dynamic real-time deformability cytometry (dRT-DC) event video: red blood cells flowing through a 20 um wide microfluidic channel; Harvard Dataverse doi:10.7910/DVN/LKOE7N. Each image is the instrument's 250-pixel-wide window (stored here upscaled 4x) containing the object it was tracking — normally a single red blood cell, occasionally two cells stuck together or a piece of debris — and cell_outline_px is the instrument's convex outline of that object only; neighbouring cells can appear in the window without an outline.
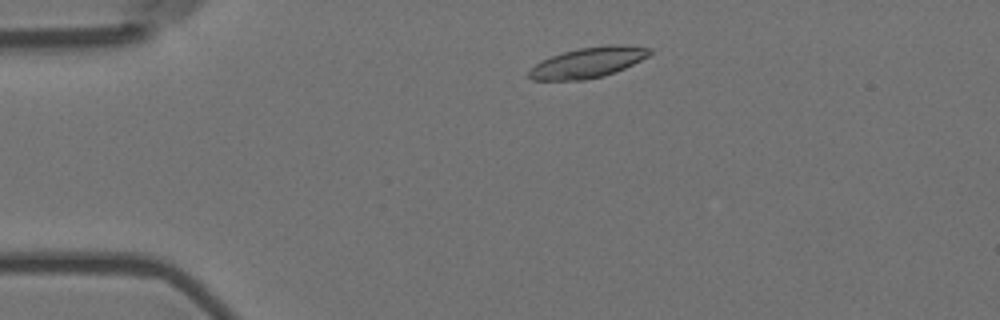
{"species": "Egyptian fruit bat (a non-hibernating species)", "species_latin": "Rousettus aegyptiacus", "temperature_condition": "room temperature", "stored_images_in_passage": 5, "camera_frame_rate_fps": 3000, "um_per_image_px": 0.085, "animal": {"sex": "female"}, "frame": {"image": 1, "passage_image": 2, "time_ms": 0.333, "image_size_px": [1000, 320], "cell_outline_px": [[652, 52], [648, 56], [624, 68], [604, 76], [584, 80], [532, 80], [528, 76], [528, 72], [540, 60], [564, 52], [580, 48], [608, 44], [624, 44], [652, 48]], "centroid_in_image_um": [49.99, 5.3], "position_along_channel_um": 35.0, "area_um2": 21.39}}
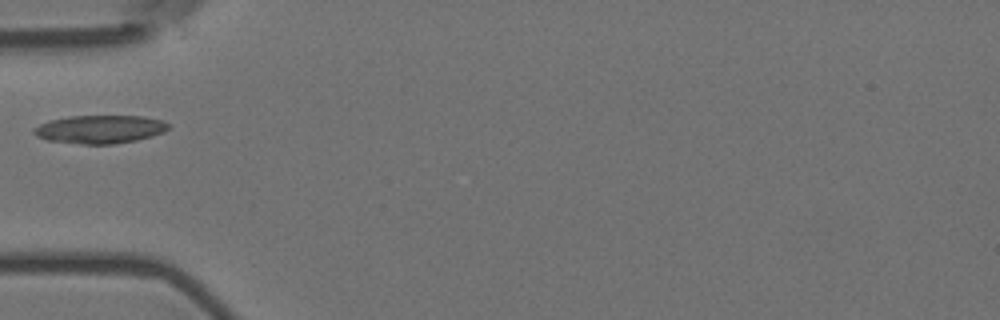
{"frame": {"image": 2, "passage_image": 4, "time_ms": 1.0, "image_size_px": [1000, 320], "cell_outline_px": [[172, 124], [164, 132], [152, 136], [136, 140], [112, 144], [80, 144], [48, 140], [36, 136], [32, 132], [32, 128], [48, 120], [68, 116], [144, 116], [164, 120]], "centroid_in_image_um": [8.5, 10.98], "position_along_channel_um": 76.5, "area_um2": 22.37}}
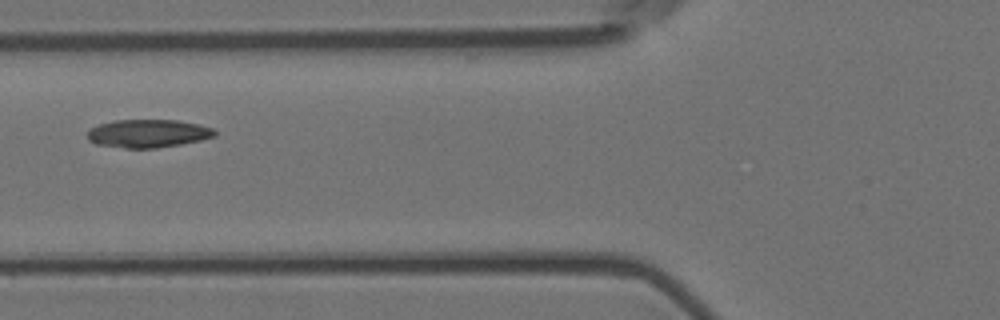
{"frame": {"image": 3, "passage_image": 5, "time_ms": 1.333, "image_size_px": [1000, 320], "cell_outline_px": [[216, 136], [200, 140], [180, 144], [156, 148], [124, 148], [96, 144], [88, 140], [88, 132], [92, 128], [100, 124], [116, 120], [176, 120], [200, 124], [212, 128], [216, 132]], "centroid_in_image_um": [12.6, 11.34], "position_along_channel_um": 113.2, "area_um2": 20.75}}